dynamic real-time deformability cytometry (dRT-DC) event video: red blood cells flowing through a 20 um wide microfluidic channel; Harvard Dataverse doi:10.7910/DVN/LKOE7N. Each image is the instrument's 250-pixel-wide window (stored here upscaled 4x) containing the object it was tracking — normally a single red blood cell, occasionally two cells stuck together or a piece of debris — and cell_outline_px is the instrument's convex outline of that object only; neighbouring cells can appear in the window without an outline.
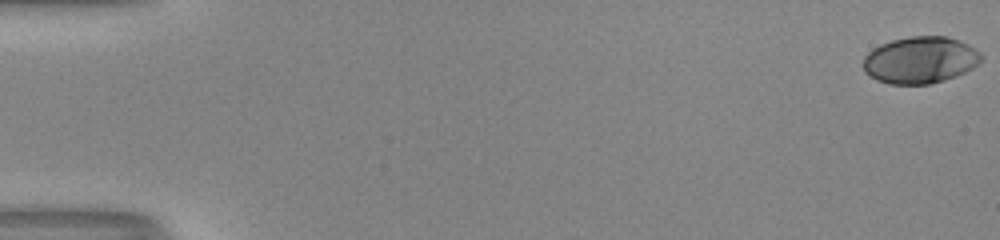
{"species": "human", "species_latin": "Homo sapiens", "temperature_condition": "room temperature", "stored_images_in_passage": 54, "camera_frame_rate_fps": 3000, "um_per_image_px": 0.085, "donor": {"sex": "male"}, "frame": {"image": 1, "passage_image": 1, "time_ms": 0.0, "image_size_px": [1000, 240], "cell_outline_px": [[984, 56], [972, 68], [964, 72], [944, 80], [928, 84], [888, 84], [876, 80], [864, 72], [864, 56], [872, 48], [880, 44], [892, 40], [908, 36], [948, 36], [960, 40], [968, 44], [980, 52]], "centroid_in_image_um": [78.2, 5.09], "position_along_channel_um": 6.8, "area_um2": 32.31}}
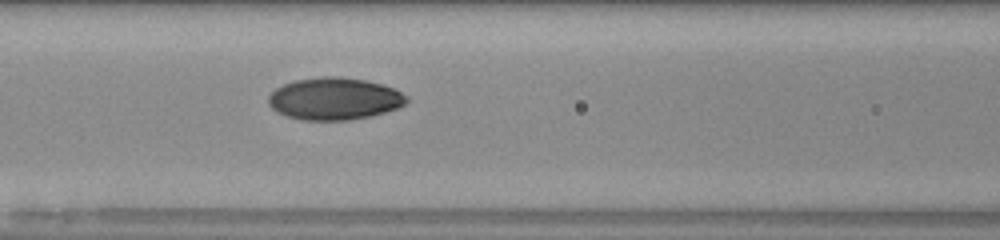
{"frame": {"image": 2, "passage_image": 25, "time_ms": 8.0, "image_size_px": [1000, 240], "cell_outline_px": [[408, 100], [404, 104], [396, 108], [372, 116], [348, 120], [300, 120], [288, 116], [272, 108], [268, 104], [268, 96], [276, 88], [284, 84], [296, 80], [324, 76], [336, 76], [364, 80], [380, 84], [392, 88], [408, 96]], "centroid_in_image_um": [28.41, 8.4], "position_along_channel_um": 138.2, "area_um2": 33.7}}
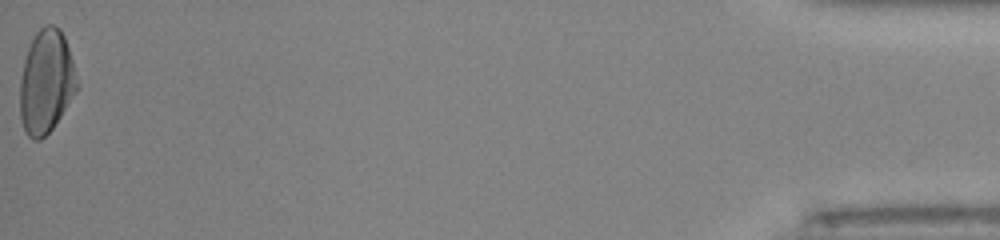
{"frame": {"image": 3, "passage_image": 54, "time_ms": 17.667, "image_size_px": [1000, 240], "cell_outline_px": [[80, 88], [52, 128], [40, 140], [32, 140], [28, 136], [20, 120], [20, 80], [24, 60], [28, 48], [36, 32], [44, 24], [52, 24], [60, 28], [64, 36], [80, 84]], "centroid_in_image_um": [3.94, 6.95], "position_along_channel_um": 431.3, "area_um2": 34.68}, "authors_computed_cell_mechanics": {"area_um2": 33.0038, "velocity_mm_per_s": 4.0603, "shape_relaxation_time_tau1_ms": 5.0636, "shape_relaxation_time_tau2_ms": 1.3679, "deformation_change_tau1": 0.187, "deformation_change_tau2": 0.0398}}